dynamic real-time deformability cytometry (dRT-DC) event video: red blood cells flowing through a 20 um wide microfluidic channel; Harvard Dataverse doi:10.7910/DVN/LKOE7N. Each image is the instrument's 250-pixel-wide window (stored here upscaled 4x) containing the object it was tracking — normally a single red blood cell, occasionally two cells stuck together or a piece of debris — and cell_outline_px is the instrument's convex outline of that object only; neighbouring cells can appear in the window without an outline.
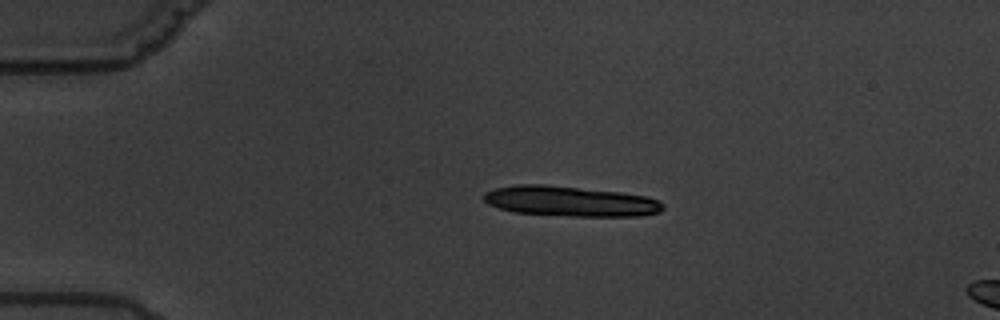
{"species": "common noctule bat (a hibernating species)", "species_latin": "Nyctalus noctula", "temperature_condition": "warm", "stored_images_in_passage": 4, "camera_frame_rate_fps": 3000, "um_per_image_px": 0.085, "animal": {"sex": "male", "body_mass_g": 19.5, "forearm_length_mm": 54.6}, "frame": {"image": 1, "passage_image": 2, "time_ms": 1.333, "image_size_px": [1000, 320], "cell_outline_px": [[664, 208], [660, 212], [636, 216], [568, 216], [512, 212], [488, 204], [484, 200], [484, 192], [496, 188], [520, 184], [544, 184], [620, 192], [648, 196], [660, 200], [664, 204]], "centroid_in_image_um": [48.5, 17.1], "position_along_channel_um": 36.5, "area_um2": 31.67}}